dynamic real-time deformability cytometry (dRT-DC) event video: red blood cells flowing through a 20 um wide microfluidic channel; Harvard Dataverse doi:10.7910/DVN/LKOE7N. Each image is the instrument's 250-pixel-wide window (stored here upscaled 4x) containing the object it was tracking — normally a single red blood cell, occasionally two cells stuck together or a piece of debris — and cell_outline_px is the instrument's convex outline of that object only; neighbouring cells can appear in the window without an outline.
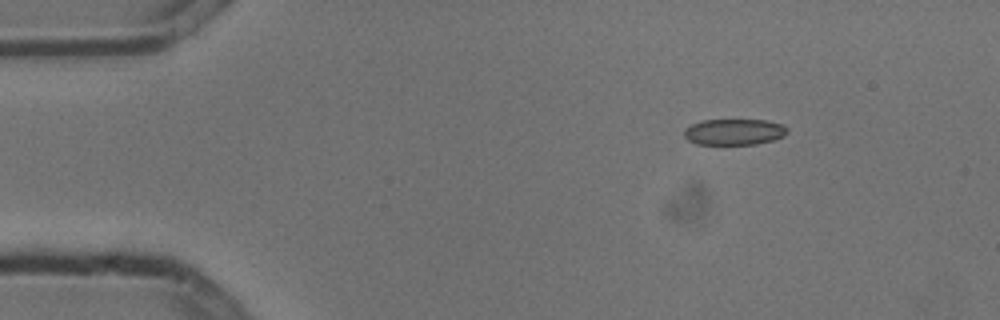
{"species": "common noctule bat (a hibernating species)", "species_latin": "Nyctalus noctula", "temperature_condition": "cold", "stored_images_in_passage": 4, "camera_frame_rate_fps": 3000, "um_per_image_px": 0.085, "animal": {"sex": "male", "body_mass_g": 13.3}, "frame": {"image": 1, "passage_image": 1, "time_ms": 0.0, "image_size_px": [1000, 320], "cell_outline_px": [[788, 132], [784, 136], [772, 140], [756, 144], [696, 144], [688, 140], [684, 136], [684, 128], [700, 120], [768, 120], [784, 124], [788, 128]], "centroid_in_image_um": [62.42, 11.2], "position_along_channel_um": 22.6, "area_um2": 15.84}}
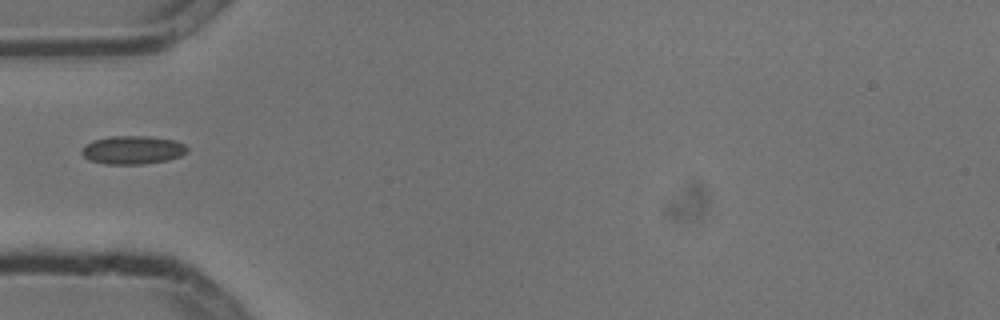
{"frame": {"image": 2, "passage_image": 3, "time_ms": 0.667, "image_size_px": [1000, 320], "cell_outline_px": [[188, 152], [180, 156], [168, 160], [144, 164], [104, 164], [88, 160], [80, 152], [84, 144], [92, 140], [112, 136], [148, 136], [176, 140], [184, 144], [188, 148]], "centroid_in_image_um": [11.26, 12.75], "position_along_channel_um": 73.7, "area_um2": 17.69}}
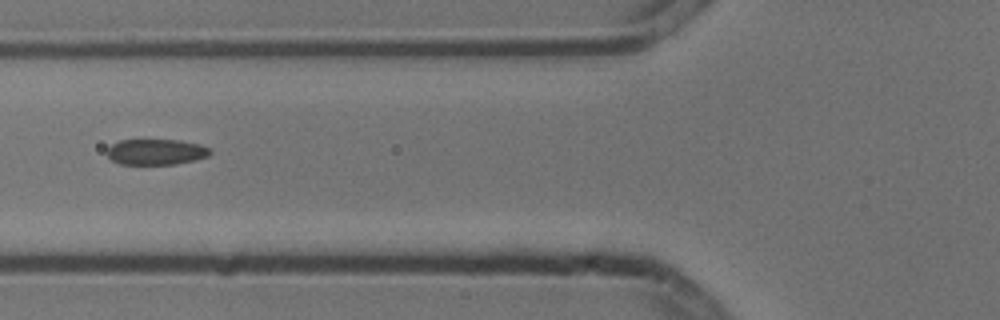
{"frame": {"image": 3, "passage_image": 4, "time_ms": 1.0, "image_size_px": [1000, 320], "cell_outline_px": [[212, 152], [208, 156], [196, 160], [176, 164], [120, 164], [112, 160], [108, 156], [108, 148], [112, 144], [120, 140], [180, 140], [200, 144], [208, 148]], "centroid_in_image_um": [13.29, 12.91], "position_along_channel_um": 112.5, "area_um2": 15.43}}